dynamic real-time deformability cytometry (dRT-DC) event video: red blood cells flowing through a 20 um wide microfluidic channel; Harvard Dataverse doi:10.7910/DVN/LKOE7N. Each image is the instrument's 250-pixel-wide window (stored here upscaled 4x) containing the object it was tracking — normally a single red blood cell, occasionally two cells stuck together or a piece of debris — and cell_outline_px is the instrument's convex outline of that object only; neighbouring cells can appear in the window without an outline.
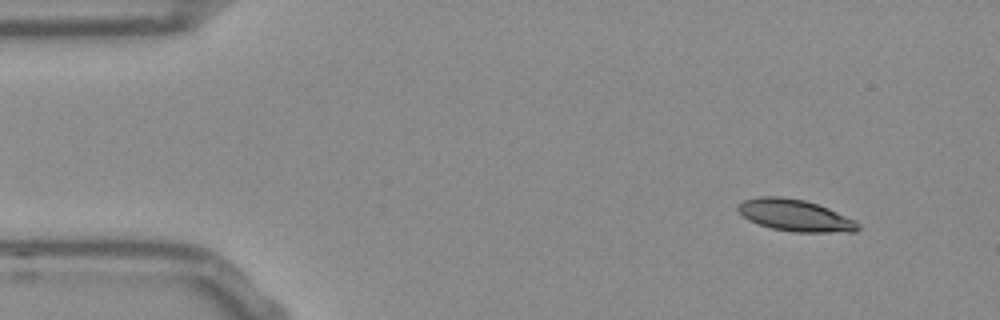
{"species": "Egyptian fruit bat (a non-hibernating species)", "species_latin": "Rousettus aegyptiacus", "temperature_condition": "room temperature", "stored_images_in_passage": 49, "camera_frame_rate_fps": 3000, "um_per_image_px": 0.085, "frame": {"image": 1, "passage_image": 1, "time_ms": 0.0, "image_size_px": [1000, 320], "cell_outline_px": [[860, 228], [856, 232], [796, 232], [772, 228], [748, 220], [736, 208], [744, 200], [760, 196], [780, 196], [804, 200], [828, 208], [856, 220], [860, 224]], "centroid_in_image_um": [67.63, 18.31], "position_along_channel_um": 17.4, "area_um2": 22.08}}
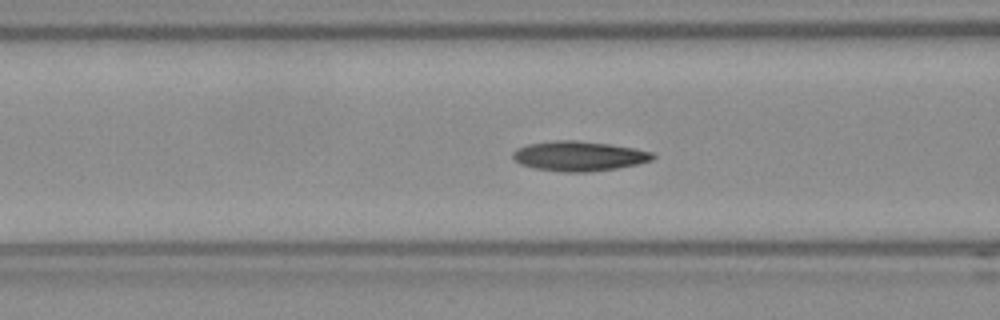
{"frame": {"image": 2, "passage_image": 16, "time_ms": 5.0, "image_size_px": [1000, 320], "cell_outline_px": [[656, 156], [652, 160], [636, 164], [616, 168], [588, 172], [560, 172], [536, 168], [520, 164], [512, 156], [512, 152], [528, 144], [556, 140], [572, 140], [608, 144], [636, 148], [652, 152]], "centroid_in_image_um": [49.23, 13.27], "position_along_channel_um": 117.4, "area_um2": 24.1}}
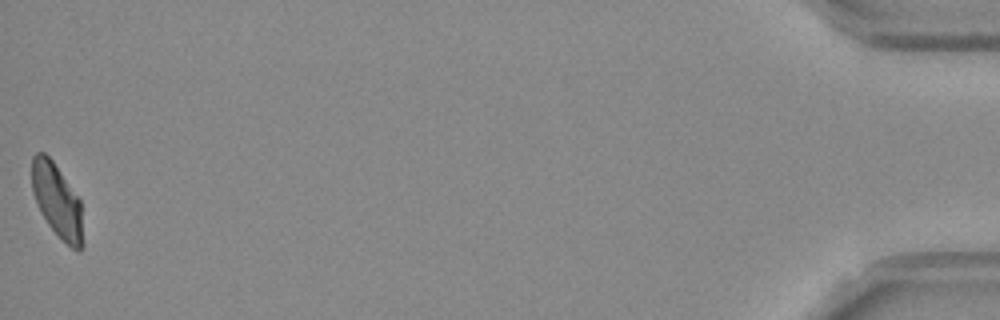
{"frame": {"image": 3, "passage_image": 49, "time_ms": 16.0, "image_size_px": [1000, 320], "cell_outline_px": [[84, 244], [80, 252], [76, 252], [48, 224], [40, 212], [32, 188], [32, 156], [36, 152], [44, 152], [52, 160], [80, 200]], "centroid_in_image_um": [4.87, 17.08], "position_along_channel_um": 430.3, "area_um2": 21.68}, "authors_computed_cell_mechanics": {"area_um2": 23.1778, "velocity_mm_per_s": 3.7818, "shape_relaxation_time_tau1_ms": null, "shape_relaxation_time_tau2_ms": 2.8978, "deformation_change_tau1": null, "deformation_change_tau2": 0.0831}}